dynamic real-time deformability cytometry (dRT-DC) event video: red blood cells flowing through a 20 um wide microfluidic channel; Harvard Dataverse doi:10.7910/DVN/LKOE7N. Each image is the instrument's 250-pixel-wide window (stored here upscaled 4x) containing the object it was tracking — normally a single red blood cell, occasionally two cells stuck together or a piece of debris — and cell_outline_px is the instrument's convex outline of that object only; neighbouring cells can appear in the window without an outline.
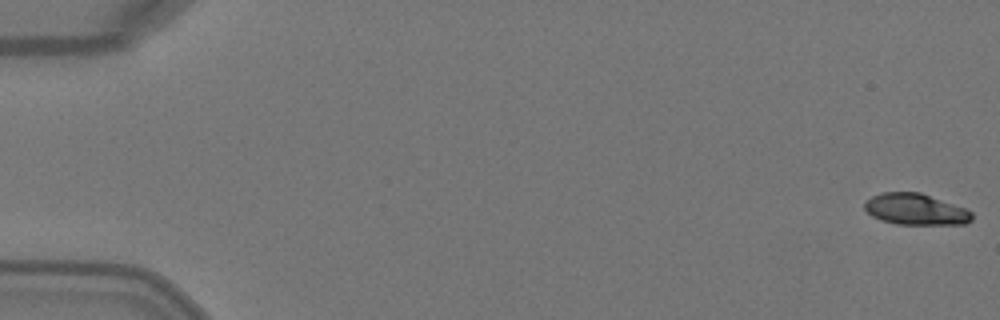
{"species": "Egyptian fruit bat (a non-hibernating species)", "species_latin": "Rousettus aegyptiacus", "temperature_condition": "warm", "stored_images_in_passage": 5, "segment_of_instrument_passage": [1, 2], "camera_frame_rate_fps": 3000, "um_per_image_px": 0.085, "animal": {"sex": "female"}, "frame": {"image": 1, "passage_image": 1, "time_ms": 0.0, "image_size_px": [1000, 320], "cell_outline_px": [[972, 220], [964, 224], [896, 224], [880, 220], [872, 216], [864, 208], [864, 204], [872, 196], [880, 192], [920, 192], [964, 208], [972, 212]], "centroid_in_image_um": [77.8, 17.79], "position_along_channel_um": 7.2, "area_um2": 19.42}}
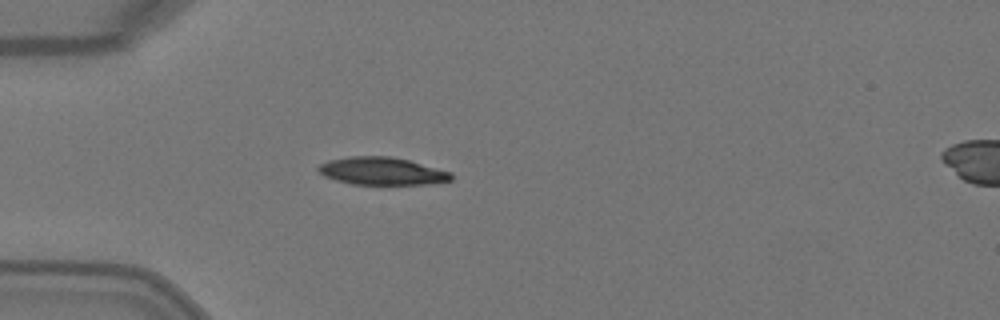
{"frame": {"image": 2, "passage_image": 4, "time_ms": 1.0, "image_size_px": [1000, 320], "cell_outline_px": [[452, 180], [428, 184], [352, 184], [336, 180], [324, 176], [316, 168], [320, 164], [328, 160], [348, 156], [388, 156], [408, 160], [452, 172]], "centroid_in_image_um": [32.45, 14.54], "position_along_channel_um": 52.6, "area_um2": 21.33}}